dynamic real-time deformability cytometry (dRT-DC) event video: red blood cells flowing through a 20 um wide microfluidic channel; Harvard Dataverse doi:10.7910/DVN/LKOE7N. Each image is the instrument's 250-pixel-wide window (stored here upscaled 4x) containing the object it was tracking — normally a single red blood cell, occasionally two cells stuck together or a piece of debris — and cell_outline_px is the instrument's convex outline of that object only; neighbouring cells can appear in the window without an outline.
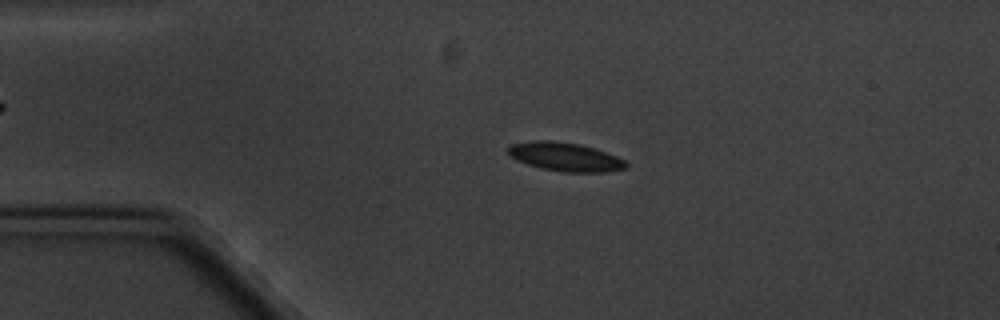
{"species": "common noctule bat (a hibernating species)", "species_latin": "Nyctalus noctula", "temperature_condition": "cold", "stored_images_in_passage": 4, "camera_frame_rate_fps": 3000, "um_per_image_px": 0.085, "animal": {"sex": "male", "body_mass_g": 20.1, "forearm_length_mm": 53.5}, "frame": {"image": 1, "passage_image": 3, "time_ms": 2.333, "image_size_px": [1000, 320], "cell_outline_px": [[628, 168], [608, 172], [564, 172], [540, 168], [516, 160], [508, 152], [508, 148], [512, 144], [532, 140], [552, 140], [580, 144], [596, 148], [616, 156], [624, 160], [628, 164]], "centroid_in_image_um": [48.07, 13.33], "position_along_channel_um": 36.9, "area_um2": 19.83}}